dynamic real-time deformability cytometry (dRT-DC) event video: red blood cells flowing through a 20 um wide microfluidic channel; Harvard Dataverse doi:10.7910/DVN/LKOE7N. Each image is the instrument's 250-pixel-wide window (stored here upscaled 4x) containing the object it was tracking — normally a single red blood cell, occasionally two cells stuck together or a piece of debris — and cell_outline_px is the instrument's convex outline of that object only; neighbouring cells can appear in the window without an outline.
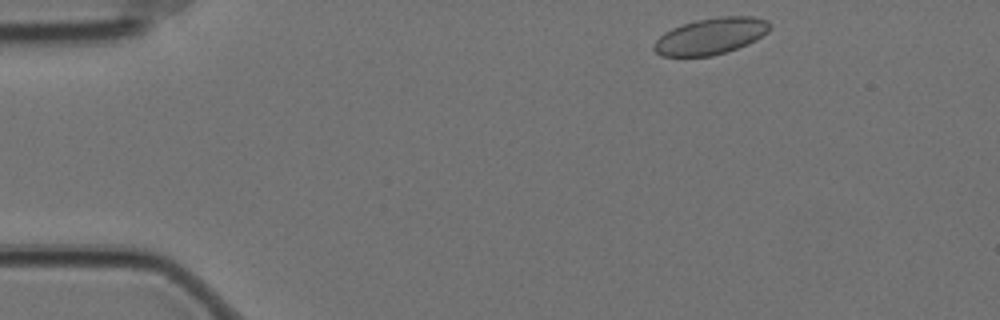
{"species": "Egyptian fruit bat (a non-hibernating species)", "species_latin": "Rousettus aegyptiacus", "temperature_condition": "cold", "stored_images_in_passage": 52, "camera_frame_rate_fps": 3000, "um_per_image_px": 0.085, "animal": {"sex": "female"}, "frame": {"image": 1, "passage_image": 2, "time_ms": 0.333, "image_size_px": [1000, 320], "cell_outline_px": [[772, 28], [768, 32], [756, 40], [748, 44], [712, 56], [660, 56], [652, 48], [652, 44], [664, 32], [672, 28], [696, 20], [720, 16], [752, 16], [768, 20], [772, 24]], "centroid_in_image_um": [60.43, 3.06], "position_along_channel_um": 24.6, "area_um2": 24.74}}
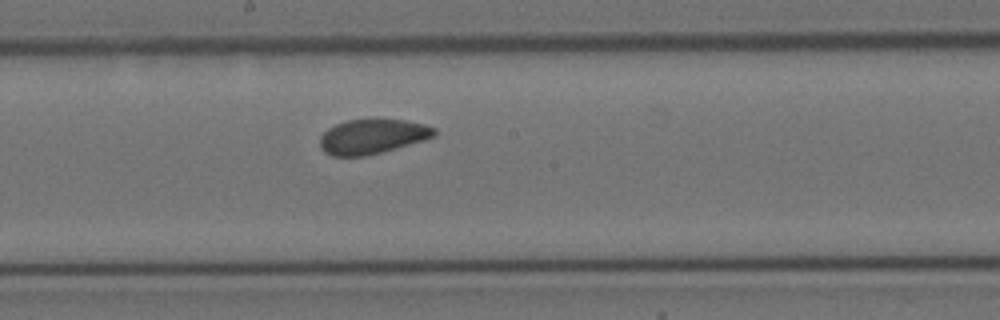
{"frame": {"image": 2, "passage_image": 25, "time_ms": 8.0, "image_size_px": [1000, 320], "cell_outline_px": [[436, 136], [424, 140], [380, 152], [364, 156], [332, 156], [324, 152], [320, 148], [320, 136], [328, 128], [336, 124], [348, 120], [404, 120], [424, 124], [436, 128]], "centroid_in_image_um": [31.63, 11.61], "position_along_channel_um": 216.6, "area_um2": 22.89}}
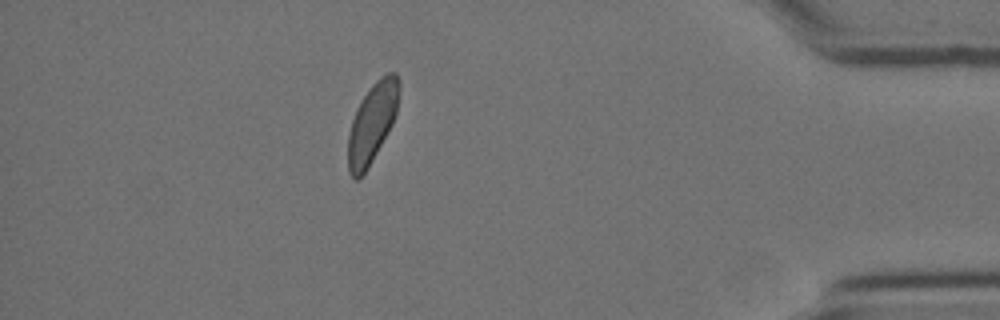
{"frame": {"image": 3, "passage_image": 45, "time_ms": 14.667, "image_size_px": [1000, 320], "cell_outline_px": [[400, 84], [396, 112], [392, 124], [368, 168], [356, 180], [348, 172], [348, 136], [352, 120], [356, 108], [360, 100], [372, 84], [380, 76], [388, 72], [396, 72]], "centroid_in_image_um": [31.63, 10.41], "position_along_channel_um": 403.6, "area_um2": 23.52}, "authors_computed_cell_mechanics": {"area_um2": 24.0737, "velocity_mm_per_s": 3.4636, "shape_relaxation_time_tau1_ms": 3.8762, "shape_relaxation_time_tau2_ms": 3.3753, "deformation_change_tau1": 0.0749, "deformation_change_tau2": 0.0557}}